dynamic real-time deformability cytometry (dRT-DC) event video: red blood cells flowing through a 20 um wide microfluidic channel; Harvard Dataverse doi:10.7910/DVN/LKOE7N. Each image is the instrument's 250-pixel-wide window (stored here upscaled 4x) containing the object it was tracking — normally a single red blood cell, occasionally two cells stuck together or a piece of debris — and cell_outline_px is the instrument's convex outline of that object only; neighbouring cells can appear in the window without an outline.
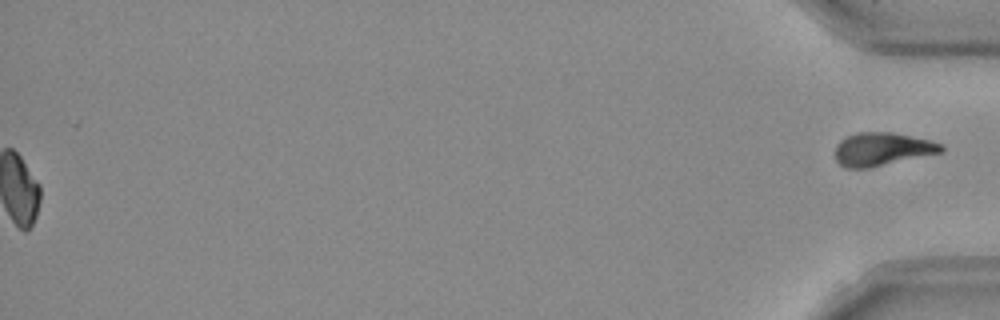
{"species": "Egyptian fruit bat (a non-hibernating species)", "species_latin": "Rousettus aegyptiacus", "temperature_condition": "room temperature", "stored_images_in_passage": 54, "segment_of_instrument_passage": [2, 2], "camera_frame_rate_fps": 3000, "um_per_image_px": 0.085, "frame": {"image": 1, "passage_image": 54, "time_ms": 17.667, "image_size_px": [1000, 320], "cell_outline_px": [[944, 148], [940, 152], [868, 168], [844, 168], [836, 160], [836, 144], [840, 140], [856, 132], [892, 132], [928, 140], [940, 144]], "centroid_in_image_um": [74.91, 12.67], "position_along_channel_um": 360.3, "area_um2": 20.11}}